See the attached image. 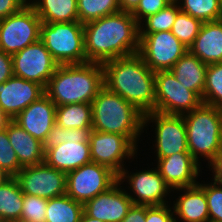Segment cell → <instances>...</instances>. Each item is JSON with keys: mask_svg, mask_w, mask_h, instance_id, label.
I'll list each match as a JSON object with an SVG mask.
<instances>
[{"mask_svg": "<svg viewBox=\"0 0 222 222\" xmlns=\"http://www.w3.org/2000/svg\"><path fill=\"white\" fill-rule=\"evenodd\" d=\"M8 121H9V118H7L0 110V130L6 126V123Z\"/></svg>", "mask_w": 222, "mask_h": 222, "instance_id": "cell-45", "label": "cell"}, {"mask_svg": "<svg viewBox=\"0 0 222 222\" xmlns=\"http://www.w3.org/2000/svg\"><path fill=\"white\" fill-rule=\"evenodd\" d=\"M188 49L206 65L222 62V19L202 23Z\"/></svg>", "mask_w": 222, "mask_h": 222, "instance_id": "cell-21", "label": "cell"}, {"mask_svg": "<svg viewBox=\"0 0 222 222\" xmlns=\"http://www.w3.org/2000/svg\"><path fill=\"white\" fill-rule=\"evenodd\" d=\"M103 86V65L86 62L58 65L44 90L60 106L91 103Z\"/></svg>", "mask_w": 222, "mask_h": 222, "instance_id": "cell-3", "label": "cell"}, {"mask_svg": "<svg viewBox=\"0 0 222 222\" xmlns=\"http://www.w3.org/2000/svg\"><path fill=\"white\" fill-rule=\"evenodd\" d=\"M56 124L64 129L92 128L91 103L56 106Z\"/></svg>", "mask_w": 222, "mask_h": 222, "instance_id": "cell-27", "label": "cell"}, {"mask_svg": "<svg viewBox=\"0 0 222 222\" xmlns=\"http://www.w3.org/2000/svg\"><path fill=\"white\" fill-rule=\"evenodd\" d=\"M140 0H118L119 10L132 13L139 5Z\"/></svg>", "mask_w": 222, "mask_h": 222, "instance_id": "cell-43", "label": "cell"}, {"mask_svg": "<svg viewBox=\"0 0 222 222\" xmlns=\"http://www.w3.org/2000/svg\"><path fill=\"white\" fill-rule=\"evenodd\" d=\"M181 11L202 23L222 19V0H174ZM180 4V5H179Z\"/></svg>", "mask_w": 222, "mask_h": 222, "instance_id": "cell-29", "label": "cell"}, {"mask_svg": "<svg viewBox=\"0 0 222 222\" xmlns=\"http://www.w3.org/2000/svg\"><path fill=\"white\" fill-rule=\"evenodd\" d=\"M207 66L188 50L170 71L182 85L194 91L202 99Z\"/></svg>", "mask_w": 222, "mask_h": 222, "instance_id": "cell-24", "label": "cell"}, {"mask_svg": "<svg viewBox=\"0 0 222 222\" xmlns=\"http://www.w3.org/2000/svg\"><path fill=\"white\" fill-rule=\"evenodd\" d=\"M183 117L192 157L200 164L199 158H205L209 169L217 170L222 165V110L202 103Z\"/></svg>", "mask_w": 222, "mask_h": 222, "instance_id": "cell-4", "label": "cell"}, {"mask_svg": "<svg viewBox=\"0 0 222 222\" xmlns=\"http://www.w3.org/2000/svg\"><path fill=\"white\" fill-rule=\"evenodd\" d=\"M168 204L161 206H146L145 222H177L173 210ZM175 216V217H174Z\"/></svg>", "mask_w": 222, "mask_h": 222, "instance_id": "cell-38", "label": "cell"}, {"mask_svg": "<svg viewBox=\"0 0 222 222\" xmlns=\"http://www.w3.org/2000/svg\"><path fill=\"white\" fill-rule=\"evenodd\" d=\"M92 130L126 136L136 147L144 115L120 95L103 86L91 102Z\"/></svg>", "mask_w": 222, "mask_h": 222, "instance_id": "cell-5", "label": "cell"}, {"mask_svg": "<svg viewBox=\"0 0 222 222\" xmlns=\"http://www.w3.org/2000/svg\"><path fill=\"white\" fill-rule=\"evenodd\" d=\"M12 63L15 77L37 82L44 88L59 65L41 39L13 54Z\"/></svg>", "mask_w": 222, "mask_h": 222, "instance_id": "cell-15", "label": "cell"}, {"mask_svg": "<svg viewBox=\"0 0 222 222\" xmlns=\"http://www.w3.org/2000/svg\"><path fill=\"white\" fill-rule=\"evenodd\" d=\"M151 120V121H150ZM155 122L156 159L176 153H190L187 145V131L183 115H168L152 111L144 115L143 128Z\"/></svg>", "mask_w": 222, "mask_h": 222, "instance_id": "cell-12", "label": "cell"}, {"mask_svg": "<svg viewBox=\"0 0 222 222\" xmlns=\"http://www.w3.org/2000/svg\"><path fill=\"white\" fill-rule=\"evenodd\" d=\"M48 199L24 194L21 218L22 222H45Z\"/></svg>", "mask_w": 222, "mask_h": 222, "instance_id": "cell-36", "label": "cell"}, {"mask_svg": "<svg viewBox=\"0 0 222 222\" xmlns=\"http://www.w3.org/2000/svg\"><path fill=\"white\" fill-rule=\"evenodd\" d=\"M156 160L162 178L173 192L174 189L198 184L196 179L199 176L201 166L191 153H176Z\"/></svg>", "mask_w": 222, "mask_h": 222, "instance_id": "cell-20", "label": "cell"}, {"mask_svg": "<svg viewBox=\"0 0 222 222\" xmlns=\"http://www.w3.org/2000/svg\"><path fill=\"white\" fill-rule=\"evenodd\" d=\"M104 86L120 95L143 115L155 111V75L135 53L104 62Z\"/></svg>", "mask_w": 222, "mask_h": 222, "instance_id": "cell-2", "label": "cell"}, {"mask_svg": "<svg viewBox=\"0 0 222 222\" xmlns=\"http://www.w3.org/2000/svg\"><path fill=\"white\" fill-rule=\"evenodd\" d=\"M40 39L59 65L87 62L84 25L79 21L42 22Z\"/></svg>", "mask_w": 222, "mask_h": 222, "instance_id": "cell-6", "label": "cell"}, {"mask_svg": "<svg viewBox=\"0 0 222 222\" xmlns=\"http://www.w3.org/2000/svg\"><path fill=\"white\" fill-rule=\"evenodd\" d=\"M44 94L39 83L13 76L0 84V110L12 120Z\"/></svg>", "mask_w": 222, "mask_h": 222, "instance_id": "cell-17", "label": "cell"}, {"mask_svg": "<svg viewBox=\"0 0 222 222\" xmlns=\"http://www.w3.org/2000/svg\"><path fill=\"white\" fill-rule=\"evenodd\" d=\"M79 222H104L92 217L87 216L84 212L82 213Z\"/></svg>", "mask_w": 222, "mask_h": 222, "instance_id": "cell-44", "label": "cell"}, {"mask_svg": "<svg viewBox=\"0 0 222 222\" xmlns=\"http://www.w3.org/2000/svg\"><path fill=\"white\" fill-rule=\"evenodd\" d=\"M217 171L221 174L222 176V165L217 169Z\"/></svg>", "mask_w": 222, "mask_h": 222, "instance_id": "cell-48", "label": "cell"}, {"mask_svg": "<svg viewBox=\"0 0 222 222\" xmlns=\"http://www.w3.org/2000/svg\"><path fill=\"white\" fill-rule=\"evenodd\" d=\"M212 172L214 182L198 185L205 191L209 220L222 221V176L217 170Z\"/></svg>", "mask_w": 222, "mask_h": 222, "instance_id": "cell-34", "label": "cell"}, {"mask_svg": "<svg viewBox=\"0 0 222 222\" xmlns=\"http://www.w3.org/2000/svg\"><path fill=\"white\" fill-rule=\"evenodd\" d=\"M179 11L180 8L178 4L175 1H173L166 8L144 19V21L142 22H144L145 24L144 23L139 24L140 34L171 31L172 25L174 24V21L176 20V16L179 13Z\"/></svg>", "mask_w": 222, "mask_h": 222, "instance_id": "cell-32", "label": "cell"}, {"mask_svg": "<svg viewBox=\"0 0 222 222\" xmlns=\"http://www.w3.org/2000/svg\"><path fill=\"white\" fill-rule=\"evenodd\" d=\"M174 190L184 192L176 198L172 206L174 215H177L178 219L182 222H207L209 220L205 191L198 184Z\"/></svg>", "mask_w": 222, "mask_h": 222, "instance_id": "cell-23", "label": "cell"}, {"mask_svg": "<svg viewBox=\"0 0 222 222\" xmlns=\"http://www.w3.org/2000/svg\"><path fill=\"white\" fill-rule=\"evenodd\" d=\"M15 178L23 194L46 199L66 194V173L49 166L45 161L23 167Z\"/></svg>", "mask_w": 222, "mask_h": 222, "instance_id": "cell-14", "label": "cell"}, {"mask_svg": "<svg viewBox=\"0 0 222 222\" xmlns=\"http://www.w3.org/2000/svg\"><path fill=\"white\" fill-rule=\"evenodd\" d=\"M31 6L43 23L79 21L77 0H33Z\"/></svg>", "mask_w": 222, "mask_h": 222, "instance_id": "cell-25", "label": "cell"}, {"mask_svg": "<svg viewBox=\"0 0 222 222\" xmlns=\"http://www.w3.org/2000/svg\"><path fill=\"white\" fill-rule=\"evenodd\" d=\"M155 75V111L168 115H184L198 108L202 99L179 82L170 71Z\"/></svg>", "mask_w": 222, "mask_h": 222, "instance_id": "cell-9", "label": "cell"}, {"mask_svg": "<svg viewBox=\"0 0 222 222\" xmlns=\"http://www.w3.org/2000/svg\"><path fill=\"white\" fill-rule=\"evenodd\" d=\"M207 222H222V221H213V220H208Z\"/></svg>", "mask_w": 222, "mask_h": 222, "instance_id": "cell-49", "label": "cell"}, {"mask_svg": "<svg viewBox=\"0 0 222 222\" xmlns=\"http://www.w3.org/2000/svg\"><path fill=\"white\" fill-rule=\"evenodd\" d=\"M19 1L23 4L24 7L31 6L30 0H19Z\"/></svg>", "mask_w": 222, "mask_h": 222, "instance_id": "cell-47", "label": "cell"}, {"mask_svg": "<svg viewBox=\"0 0 222 222\" xmlns=\"http://www.w3.org/2000/svg\"><path fill=\"white\" fill-rule=\"evenodd\" d=\"M87 62L106 61L139 52L140 26L131 13L116 12L84 24Z\"/></svg>", "mask_w": 222, "mask_h": 222, "instance_id": "cell-1", "label": "cell"}, {"mask_svg": "<svg viewBox=\"0 0 222 222\" xmlns=\"http://www.w3.org/2000/svg\"><path fill=\"white\" fill-rule=\"evenodd\" d=\"M92 128L65 129L64 143L50 148L44 161L51 167L66 174L92 162L89 137Z\"/></svg>", "mask_w": 222, "mask_h": 222, "instance_id": "cell-11", "label": "cell"}, {"mask_svg": "<svg viewBox=\"0 0 222 222\" xmlns=\"http://www.w3.org/2000/svg\"><path fill=\"white\" fill-rule=\"evenodd\" d=\"M173 1L174 0H140L139 5L131 14L135 20L141 24L148 16L156 14Z\"/></svg>", "mask_w": 222, "mask_h": 222, "instance_id": "cell-37", "label": "cell"}, {"mask_svg": "<svg viewBox=\"0 0 222 222\" xmlns=\"http://www.w3.org/2000/svg\"><path fill=\"white\" fill-rule=\"evenodd\" d=\"M188 50L171 31L140 34L138 53L153 72L171 70Z\"/></svg>", "mask_w": 222, "mask_h": 222, "instance_id": "cell-10", "label": "cell"}, {"mask_svg": "<svg viewBox=\"0 0 222 222\" xmlns=\"http://www.w3.org/2000/svg\"><path fill=\"white\" fill-rule=\"evenodd\" d=\"M83 204L68 195L48 199L45 222H79Z\"/></svg>", "mask_w": 222, "mask_h": 222, "instance_id": "cell-28", "label": "cell"}, {"mask_svg": "<svg viewBox=\"0 0 222 222\" xmlns=\"http://www.w3.org/2000/svg\"><path fill=\"white\" fill-rule=\"evenodd\" d=\"M42 21L32 6L0 20V49L13 55L38 41Z\"/></svg>", "mask_w": 222, "mask_h": 222, "instance_id": "cell-7", "label": "cell"}, {"mask_svg": "<svg viewBox=\"0 0 222 222\" xmlns=\"http://www.w3.org/2000/svg\"><path fill=\"white\" fill-rule=\"evenodd\" d=\"M146 221V206L132 205L127 215L121 222H145Z\"/></svg>", "mask_w": 222, "mask_h": 222, "instance_id": "cell-42", "label": "cell"}, {"mask_svg": "<svg viewBox=\"0 0 222 222\" xmlns=\"http://www.w3.org/2000/svg\"><path fill=\"white\" fill-rule=\"evenodd\" d=\"M152 169H144L143 171L128 174L129 171L124 168L118 175V181L121 184L126 179L130 185L128 187L134 194L130 195V192H127V194L134 205L150 207L168 204V201L165 199L172 190L162 178L158 168Z\"/></svg>", "mask_w": 222, "mask_h": 222, "instance_id": "cell-16", "label": "cell"}, {"mask_svg": "<svg viewBox=\"0 0 222 222\" xmlns=\"http://www.w3.org/2000/svg\"><path fill=\"white\" fill-rule=\"evenodd\" d=\"M0 167L10 177H15L23 168L19 163L15 150L10 145L7 135V123L0 130Z\"/></svg>", "mask_w": 222, "mask_h": 222, "instance_id": "cell-35", "label": "cell"}, {"mask_svg": "<svg viewBox=\"0 0 222 222\" xmlns=\"http://www.w3.org/2000/svg\"><path fill=\"white\" fill-rule=\"evenodd\" d=\"M10 176L7 175L4 170L0 167V185L6 180L8 179Z\"/></svg>", "mask_w": 222, "mask_h": 222, "instance_id": "cell-46", "label": "cell"}, {"mask_svg": "<svg viewBox=\"0 0 222 222\" xmlns=\"http://www.w3.org/2000/svg\"><path fill=\"white\" fill-rule=\"evenodd\" d=\"M202 22L190 16L188 13L179 11L172 25L171 32L186 47H190L199 33Z\"/></svg>", "mask_w": 222, "mask_h": 222, "instance_id": "cell-33", "label": "cell"}, {"mask_svg": "<svg viewBox=\"0 0 222 222\" xmlns=\"http://www.w3.org/2000/svg\"><path fill=\"white\" fill-rule=\"evenodd\" d=\"M7 135L22 167L44 162V143L31 136L13 120L7 122Z\"/></svg>", "mask_w": 222, "mask_h": 222, "instance_id": "cell-22", "label": "cell"}, {"mask_svg": "<svg viewBox=\"0 0 222 222\" xmlns=\"http://www.w3.org/2000/svg\"><path fill=\"white\" fill-rule=\"evenodd\" d=\"M118 181L107 166L90 162L66 174V195L83 205Z\"/></svg>", "mask_w": 222, "mask_h": 222, "instance_id": "cell-8", "label": "cell"}, {"mask_svg": "<svg viewBox=\"0 0 222 222\" xmlns=\"http://www.w3.org/2000/svg\"><path fill=\"white\" fill-rule=\"evenodd\" d=\"M23 197L15 177H9L0 185V221L18 222L21 218Z\"/></svg>", "mask_w": 222, "mask_h": 222, "instance_id": "cell-26", "label": "cell"}, {"mask_svg": "<svg viewBox=\"0 0 222 222\" xmlns=\"http://www.w3.org/2000/svg\"><path fill=\"white\" fill-rule=\"evenodd\" d=\"M12 55L0 49V84L13 77Z\"/></svg>", "mask_w": 222, "mask_h": 222, "instance_id": "cell-40", "label": "cell"}, {"mask_svg": "<svg viewBox=\"0 0 222 222\" xmlns=\"http://www.w3.org/2000/svg\"><path fill=\"white\" fill-rule=\"evenodd\" d=\"M202 102L222 110V62L207 66Z\"/></svg>", "mask_w": 222, "mask_h": 222, "instance_id": "cell-31", "label": "cell"}, {"mask_svg": "<svg viewBox=\"0 0 222 222\" xmlns=\"http://www.w3.org/2000/svg\"><path fill=\"white\" fill-rule=\"evenodd\" d=\"M77 9L83 25L120 11L118 0H77Z\"/></svg>", "mask_w": 222, "mask_h": 222, "instance_id": "cell-30", "label": "cell"}, {"mask_svg": "<svg viewBox=\"0 0 222 222\" xmlns=\"http://www.w3.org/2000/svg\"><path fill=\"white\" fill-rule=\"evenodd\" d=\"M55 119L56 104L44 94L12 120L31 136L44 143L48 133L56 124Z\"/></svg>", "mask_w": 222, "mask_h": 222, "instance_id": "cell-19", "label": "cell"}, {"mask_svg": "<svg viewBox=\"0 0 222 222\" xmlns=\"http://www.w3.org/2000/svg\"><path fill=\"white\" fill-rule=\"evenodd\" d=\"M23 7L19 0H0V20L19 12Z\"/></svg>", "mask_w": 222, "mask_h": 222, "instance_id": "cell-41", "label": "cell"}, {"mask_svg": "<svg viewBox=\"0 0 222 222\" xmlns=\"http://www.w3.org/2000/svg\"><path fill=\"white\" fill-rule=\"evenodd\" d=\"M121 187L117 181L107 191L86 202L83 205L84 213L104 222H121L133 205L125 188Z\"/></svg>", "mask_w": 222, "mask_h": 222, "instance_id": "cell-18", "label": "cell"}, {"mask_svg": "<svg viewBox=\"0 0 222 222\" xmlns=\"http://www.w3.org/2000/svg\"><path fill=\"white\" fill-rule=\"evenodd\" d=\"M89 144L92 162L107 166L117 175L124 169V160L135 158L138 149L126 136L95 130L90 133Z\"/></svg>", "mask_w": 222, "mask_h": 222, "instance_id": "cell-13", "label": "cell"}, {"mask_svg": "<svg viewBox=\"0 0 222 222\" xmlns=\"http://www.w3.org/2000/svg\"><path fill=\"white\" fill-rule=\"evenodd\" d=\"M65 129L55 124L48 133L47 139L44 142V152L46 153L50 148H54L64 143Z\"/></svg>", "mask_w": 222, "mask_h": 222, "instance_id": "cell-39", "label": "cell"}]
</instances>
